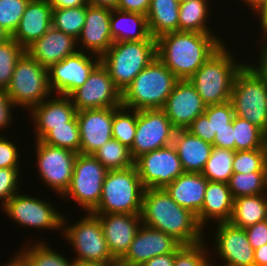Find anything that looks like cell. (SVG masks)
<instances>
[{"label": "cell", "instance_id": "obj_1", "mask_svg": "<svg viewBox=\"0 0 267 266\" xmlns=\"http://www.w3.org/2000/svg\"><path fill=\"white\" fill-rule=\"evenodd\" d=\"M223 45L213 33L178 31L156 39V55L179 80H185Z\"/></svg>", "mask_w": 267, "mask_h": 266}, {"label": "cell", "instance_id": "obj_2", "mask_svg": "<svg viewBox=\"0 0 267 266\" xmlns=\"http://www.w3.org/2000/svg\"><path fill=\"white\" fill-rule=\"evenodd\" d=\"M140 215L142 224L172 236L181 245L204 240L196 215L179 206L164 188L144 189Z\"/></svg>", "mask_w": 267, "mask_h": 266}, {"label": "cell", "instance_id": "obj_3", "mask_svg": "<svg viewBox=\"0 0 267 266\" xmlns=\"http://www.w3.org/2000/svg\"><path fill=\"white\" fill-rule=\"evenodd\" d=\"M224 44L190 78L206 106L230 101L236 74L246 63L236 62ZM229 50V51H228Z\"/></svg>", "mask_w": 267, "mask_h": 266}, {"label": "cell", "instance_id": "obj_4", "mask_svg": "<svg viewBox=\"0 0 267 266\" xmlns=\"http://www.w3.org/2000/svg\"><path fill=\"white\" fill-rule=\"evenodd\" d=\"M178 80L156 57L122 92V106L137 111L162 109Z\"/></svg>", "mask_w": 267, "mask_h": 266}, {"label": "cell", "instance_id": "obj_5", "mask_svg": "<svg viewBox=\"0 0 267 266\" xmlns=\"http://www.w3.org/2000/svg\"><path fill=\"white\" fill-rule=\"evenodd\" d=\"M156 57V40L120 41L101 56V63L122 93Z\"/></svg>", "mask_w": 267, "mask_h": 266}, {"label": "cell", "instance_id": "obj_6", "mask_svg": "<svg viewBox=\"0 0 267 266\" xmlns=\"http://www.w3.org/2000/svg\"><path fill=\"white\" fill-rule=\"evenodd\" d=\"M144 187L135 165L123 170H108L102 194L93 214H141Z\"/></svg>", "mask_w": 267, "mask_h": 266}, {"label": "cell", "instance_id": "obj_7", "mask_svg": "<svg viewBox=\"0 0 267 266\" xmlns=\"http://www.w3.org/2000/svg\"><path fill=\"white\" fill-rule=\"evenodd\" d=\"M235 116L267 135V81L249 63L236 74L230 99Z\"/></svg>", "mask_w": 267, "mask_h": 266}, {"label": "cell", "instance_id": "obj_8", "mask_svg": "<svg viewBox=\"0 0 267 266\" xmlns=\"http://www.w3.org/2000/svg\"><path fill=\"white\" fill-rule=\"evenodd\" d=\"M14 106L29 109L53 97L49 85L48 68L26 52L17 61L9 86L5 90Z\"/></svg>", "mask_w": 267, "mask_h": 266}, {"label": "cell", "instance_id": "obj_9", "mask_svg": "<svg viewBox=\"0 0 267 266\" xmlns=\"http://www.w3.org/2000/svg\"><path fill=\"white\" fill-rule=\"evenodd\" d=\"M63 217V237L69 241L77 254L74 262L106 264L114 258L109 252L99 218L88 212L79 222L66 226Z\"/></svg>", "mask_w": 267, "mask_h": 266}, {"label": "cell", "instance_id": "obj_10", "mask_svg": "<svg viewBox=\"0 0 267 266\" xmlns=\"http://www.w3.org/2000/svg\"><path fill=\"white\" fill-rule=\"evenodd\" d=\"M108 170L93 155L78 153L70 186L64 199L72 198L87 212H92L99 204L103 181Z\"/></svg>", "mask_w": 267, "mask_h": 266}, {"label": "cell", "instance_id": "obj_11", "mask_svg": "<svg viewBox=\"0 0 267 266\" xmlns=\"http://www.w3.org/2000/svg\"><path fill=\"white\" fill-rule=\"evenodd\" d=\"M35 145L39 178L62 197L70 186L77 153L40 140Z\"/></svg>", "mask_w": 267, "mask_h": 266}, {"label": "cell", "instance_id": "obj_12", "mask_svg": "<svg viewBox=\"0 0 267 266\" xmlns=\"http://www.w3.org/2000/svg\"><path fill=\"white\" fill-rule=\"evenodd\" d=\"M176 129L162 109L137 111V125L130 148L134 160L145 153L173 144Z\"/></svg>", "mask_w": 267, "mask_h": 266}, {"label": "cell", "instance_id": "obj_13", "mask_svg": "<svg viewBox=\"0 0 267 266\" xmlns=\"http://www.w3.org/2000/svg\"><path fill=\"white\" fill-rule=\"evenodd\" d=\"M69 97L76 111L122 105V93L101 62L93 69L86 82L76 88Z\"/></svg>", "mask_w": 267, "mask_h": 266}, {"label": "cell", "instance_id": "obj_14", "mask_svg": "<svg viewBox=\"0 0 267 266\" xmlns=\"http://www.w3.org/2000/svg\"><path fill=\"white\" fill-rule=\"evenodd\" d=\"M53 204L36 197L16 193L3 206L8 214L19 225L44 230H62L63 215L52 206Z\"/></svg>", "mask_w": 267, "mask_h": 266}, {"label": "cell", "instance_id": "obj_15", "mask_svg": "<svg viewBox=\"0 0 267 266\" xmlns=\"http://www.w3.org/2000/svg\"><path fill=\"white\" fill-rule=\"evenodd\" d=\"M135 166L144 189L165 188L184 173L173 144L141 155Z\"/></svg>", "mask_w": 267, "mask_h": 266}, {"label": "cell", "instance_id": "obj_16", "mask_svg": "<svg viewBox=\"0 0 267 266\" xmlns=\"http://www.w3.org/2000/svg\"><path fill=\"white\" fill-rule=\"evenodd\" d=\"M100 62L99 56L94 57L93 54L77 51L74 55L51 65L48 68V78L53 95L58 93V95L69 96L86 82Z\"/></svg>", "mask_w": 267, "mask_h": 266}, {"label": "cell", "instance_id": "obj_17", "mask_svg": "<svg viewBox=\"0 0 267 266\" xmlns=\"http://www.w3.org/2000/svg\"><path fill=\"white\" fill-rule=\"evenodd\" d=\"M206 105L189 79L178 80L162 110L176 130H186L205 112Z\"/></svg>", "mask_w": 267, "mask_h": 266}, {"label": "cell", "instance_id": "obj_18", "mask_svg": "<svg viewBox=\"0 0 267 266\" xmlns=\"http://www.w3.org/2000/svg\"><path fill=\"white\" fill-rule=\"evenodd\" d=\"M214 248L224 265L254 266V249L249 243L244 228L236 227L230 222L217 223Z\"/></svg>", "mask_w": 267, "mask_h": 266}, {"label": "cell", "instance_id": "obj_19", "mask_svg": "<svg viewBox=\"0 0 267 266\" xmlns=\"http://www.w3.org/2000/svg\"><path fill=\"white\" fill-rule=\"evenodd\" d=\"M80 132V153L93 155L112 136L113 107L76 112Z\"/></svg>", "mask_w": 267, "mask_h": 266}, {"label": "cell", "instance_id": "obj_20", "mask_svg": "<svg viewBox=\"0 0 267 266\" xmlns=\"http://www.w3.org/2000/svg\"><path fill=\"white\" fill-rule=\"evenodd\" d=\"M102 226L107 247L114 259L122 258L128 251L140 226V214H95Z\"/></svg>", "mask_w": 267, "mask_h": 266}, {"label": "cell", "instance_id": "obj_21", "mask_svg": "<svg viewBox=\"0 0 267 266\" xmlns=\"http://www.w3.org/2000/svg\"><path fill=\"white\" fill-rule=\"evenodd\" d=\"M181 246L172 236L142 224L128 251L121 259L141 266L157 255L175 253Z\"/></svg>", "mask_w": 267, "mask_h": 266}, {"label": "cell", "instance_id": "obj_22", "mask_svg": "<svg viewBox=\"0 0 267 266\" xmlns=\"http://www.w3.org/2000/svg\"><path fill=\"white\" fill-rule=\"evenodd\" d=\"M111 9L87 5L86 19L77 44L85 52L101 57L114 43L110 28ZM83 48L85 50H83Z\"/></svg>", "mask_w": 267, "mask_h": 266}, {"label": "cell", "instance_id": "obj_23", "mask_svg": "<svg viewBox=\"0 0 267 266\" xmlns=\"http://www.w3.org/2000/svg\"><path fill=\"white\" fill-rule=\"evenodd\" d=\"M77 40L51 26L38 40L29 45L25 52L42 66L51 65L74 55L78 51Z\"/></svg>", "mask_w": 267, "mask_h": 266}, {"label": "cell", "instance_id": "obj_24", "mask_svg": "<svg viewBox=\"0 0 267 266\" xmlns=\"http://www.w3.org/2000/svg\"><path fill=\"white\" fill-rule=\"evenodd\" d=\"M45 99L30 111L35 123V140H41L53 127L67 126L76 115V109L69 96L58 95Z\"/></svg>", "mask_w": 267, "mask_h": 266}, {"label": "cell", "instance_id": "obj_25", "mask_svg": "<svg viewBox=\"0 0 267 266\" xmlns=\"http://www.w3.org/2000/svg\"><path fill=\"white\" fill-rule=\"evenodd\" d=\"M52 10L47 0H30L11 37L26 49L52 26Z\"/></svg>", "mask_w": 267, "mask_h": 266}, {"label": "cell", "instance_id": "obj_26", "mask_svg": "<svg viewBox=\"0 0 267 266\" xmlns=\"http://www.w3.org/2000/svg\"><path fill=\"white\" fill-rule=\"evenodd\" d=\"M207 184V178L201 173L184 172L164 189L179 206L197 216L202 209Z\"/></svg>", "mask_w": 267, "mask_h": 266}, {"label": "cell", "instance_id": "obj_27", "mask_svg": "<svg viewBox=\"0 0 267 266\" xmlns=\"http://www.w3.org/2000/svg\"><path fill=\"white\" fill-rule=\"evenodd\" d=\"M233 204L234 198L227 183L208 181L202 209L196 216L199 225L204 228L210 219L217 223L229 222Z\"/></svg>", "mask_w": 267, "mask_h": 266}, {"label": "cell", "instance_id": "obj_28", "mask_svg": "<svg viewBox=\"0 0 267 266\" xmlns=\"http://www.w3.org/2000/svg\"><path fill=\"white\" fill-rule=\"evenodd\" d=\"M173 145L184 172L201 173L210 158L213 145L188 130H176Z\"/></svg>", "mask_w": 267, "mask_h": 266}, {"label": "cell", "instance_id": "obj_29", "mask_svg": "<svg viewBox=\"0 0 267 266\" xmlns=\"http://www.w3.org/2000/svg\"><path fill=\"white\" fill-rule=\"evenodd\" d=\"M110 28L114 42L156 40L149 33L146 15L111 9Z\"/></svg>", "mask_w": 267, "mask_h": 266}, {"label": "cell", "instance_id": "obj_30", "mask_svg": "<svg viewBox=\"0 0 267 266\" xmlns=\"http://www.w3.org/2000/svg\"><path fill=\"white\" fill-rule=\"evenodd\" d=\"M178 0H151L146 14L150 35L158 39L160 36L179 31Z\"/></svg>", "mask_w": 267, "mask_h": 266}, {"label": "cell", "instance_id": "obj_31", "mask_svg": "<svg viewBox=\"0 0 267 266\" xmlns=\"http://www.w3.org/2000/svg\"><path fill=\"white\" fill-rule=\"evenodd\" d=\"M267 194L242 196L234 199L230 223L236 227L247 228L265 220Z\"/></svg>", "mask_w": 267, "mask_h": 266}, {"label": "cell", "instance_id": "obj_32", "mask_svg": "<svg viewBox=\"0 0 267 266\" xmlns=\"http://www.w3.org/2000/svg\"><path fill=\"white\" fill-rule=\"evenodd\" d=\"M208 0H193L180 3L179 31L212 33L207 25L209 13Z\"/></svg>", "mask_w": 267, "mask_h": 266}, {"label": "cell", "instance_id": "obj_33", "mask_svg": "<svg viewBox=\"0 0 267 266\" xmlns=\"http://www.w3.org/2000/svg\"><path fill=\"white\" fill-rule=\"evenodd\" d=\"M93 156L103 164L107 170H123L135 165L130 148L111 138L102 145Z\"/></svg>", "mask_w": 267, "mask_h": 266}, {"label": "cell", "instance_id": "obj_34", "mask_svg": "<svg viewBox=\"0 0 267 266\" xmlns=\"http://www.w3.org/2000/svg\"><path fill=\"white\" fill-rule=\"evenodd\" d=\"M233 129L235 151L267 148V135L247 120L234 116Z\"/></svg>", "mask_w": 267, "mask_h": 266}, {"label": "cell", "instance_id": "obj_35", "mask_svg": "<svg viewBox=\"0 0 267 266\" xmlns=\"http://www.w3.org/2000/svg\"><path fill=\"white\" fill-rule=\"evenodd\" d=\"M227 184L234 199L267 194V172L233 173Z\"/></svg>", "mask_w": 267, "mask_h": 266}, {"label": "cell", "instance_id": "obj_36", "mask_svg": "<svg viewBox=\"0 0 267 266\" xmlns=\"http://www.w3.org/2000/svg\"><path fill=\"white\" fill-rule=\"evenodd\" d=\"M235 151L213 147L210 158L201 172L208 181L228 183L233 174Z\"/></svg>", "mask_w": 267, "mask_h": 266}, {"label": "cell", "instance_id": "obj_37", "mask_svg": "<svg viewBox=\"0 0 267 266\" xmlns=\"http://www.w3.org/2000/svg\"><path fill=\"white\" fill-rule=\"evenodd\" d=\"M86 9L87 6L53 9L52 26L77 40L85 23Z\"/></svg>", "mask_w": 267, "mask_h": 266}, {"label": "cell", "instance_id": "obj_38", "mask_svg": "<svg viewBox=\"0 0 267 266\" xmlns=\"http://www.w3.org/2000/svg\"><path fill=\"white\" fill-rule=\"evenodd\" d=\"M31 245L21 249L19 253L27 260L30 266H76L62 254L52 250L44 241H36Z\"/></svg>", "mask_w": 267, "mask_h": 266}, {"label": "cell", "instance_id": "obj_39", "mask_svg": "<svg viewBox=\"0 0 267 266\" xmlns=\"http://www.w3.org/2000/svg\"><path fill=\"white\" fill-rule=\"evenodd\" d=\"M136 125L137 110L122 105L113 107L112 136L114 139L131 148L135 138Z\"/></svg>", "mask_w": 267, "mask_h": 266}, {"label": "cell", "instance_id": "obj_40", "mask_svg": "<svg viewBox=\"0 0 267 266\" xmlns=\"http://www.w3.org/2000/svg\"><path fill=\"white\" fill-rule=\"evenodd\" d=\"M40 141L80 153V132L76 115L67 126L53 127Z\"/></svg>", "mask_w": 267, "mask_h": 266}, {"label": "cell", "instance_id": "obj_41", "mask_svg": "<svg viewBox=\"0 0 267 266\" xmlns=\"http://www.w3.org/2000/svg\"><path fill=\"white\" fill-rule=\"evenodd\" d=\"M25 49L12 37L0 44V89L6 90Z\"/></svg>", "mask_w": 267, "mask_h": 266}, {"label": "cell", "instance_id": "obj_42", "mask_svg": "<svg viewBox=\"0 0 267 266\" xmlns=\"http://www.w3.org/2000/svg\"><path fill=\"white\" fill-rule=\"evenodd\" d=\"M233 173L267 172V148L235 151Z\"/></svg>", "mask_w": 267, "mask_h": 266}, {"label": "cell", "instance_id": "obj_43", "mask_svg": "<svg viewBox=\"0 0 267 266\" xmlns=\"http://www.w3.org/2000/svg\"><path fill=\"white\" fill-rule=\"evenodd\" d=\"M30 0H0V26L12 36Z\"/></svg>", "mask_w": 267, "mask_h": 266}, {"label": "cell", "instance_id": "obj_44", "mask_svg": "<svg viewBox=\"0 0 267 266\" xmlns=\"http://www.w3.org/2000/svg\"><path fill=\"white\" fill-rule=\"evenodd\" d=\"M204 240L193 245H182L175 252V261L173 266H209L208 250ZM205 247V248H204Z\"/></svg>", "mask_w": 267, "mask_h": 266}, {"label": "cell", "instance_id": "obj_45", "mask_svg": "<svg viewBox=\"0 0 267 266\" xmlns=\"http://www.w3.org/2000/svg\"><path fill=\"white\" fill-rule=\"evenodd\" d=\"M204 114L211 122L212 135L224 128H228V124L235 116L231 101L206 106Z\"/></svg>", "mask_w": 267, "mask_h": 266}, {"label": "cell", "instance_id": "obj_46", "mask_svg": "<svg viewBox=\"0 0 267 266\" xmlns=\"http://www.w3.org/2000/svg\"><path fill=\"white\" fill-rule=\"evenodd\" d=\"M19 168H0V202L2 207L19 192Z\"/></svg>", "mask_w": 267, "mask_h": 266}, {"label": "cell", "instance_id": "obj_47", "mask_svg": "<svg viewBox=\"0 0 267 266\" xmlns=\"http://www.w3.org/2000/svg\"><path fill=\"white\" fill-rule=\"evenodd\" d=\"M16 144L2 134L0 135V168H20V154Z\"/></svg>", "mask_w": 267, "mask_h": 266}, {"label": "cell", "instance_id": "obj_48", "mask_svg": "<svg viewBox=\"0 0 267 266\" xmlns=\"http://www.w3.org/2000/svg\"><path fill=\"white\" fill-rule=\"evenodd\" d=\"M186 130L213 145L215 135H212L211 122L204 113L199 115Z\"/></svg>", "mask_w": 267, "mask_h": 266}, {"label": "cell", "instance_id": "obj_49", "mask_svg": "<svg viewBox=\"0 0 267 266\" xmlns=\"http://www.w3.org/2000/svg\"><path fill=\"white\" fill-rule=\"evenodd\" d=\"M245 231L254 250L267 244V223L265 220L245 228Z\"/></svg>", "mask_w": 267, "mask_h": 266}, {"label": "cell", "instance_id": "obj_50", "mask_svg": "<svg viewBox=\"0 0 267 266\" xmlns=\"http://www.w3.org/2000/svg\"><path fill=\"white\" fill-rule=\"evenodd\" d=\"M213 147L235 151L233 120L228 124V128L216 132Z\"/></svg>", "mask_w": 267, "mask_h": 266}, {"label": "cell", "instance_id": "obj_51", "mask_svg": "<svg viewBox=\"0 0 267 266\" xmlns=\"http://www.w3.org/2000/svg\"><path fill=\"white\" fill-rule=\"evenodd\" d=\"M14 104L10 100L9 96L5 90L0 89V130L8 128V124L12 121V109H14Z\"/></svg>", "mask_w": 267, "mask_h": 266}, {"label": "cell", "instance_id": "obj_52", "mask_svg": "<svg viewBox=\"0 0 267 266\" xmlns=\"http://www.w3.org/2000/svg\"><path fill=\"white\" fill-rule=\"evenodd\" d=\"M151 0H118L117 9L124 12L146 15Z\"/></svg>", "mask_w": 267, "mask_h": 266}, {"label": "cell", "instance_id": "obj_53", "mask_svg": "<svg viewBox=\"0 0 267 266\" xmlns=\"http://www.w3.org/2000/svg\"><path fill=\"white\" fill-rule=\"evenodd\" d=\"M260 40H262V43H261L262 45L260 44L261 49H260V52L258 55V56H260L258 58V60H259L258 64L259 65L256 66V64L255 65L253 64L252 66L267 81V37H262V38H260Z\"/></svg>", "mask_w": 267, "mask_h": 266}, {"label": "cell", "instance_id": "obj_54", "mask_svg": "<svg viewBox=\"0 0 267 266\" xmlns=\"http://www.w3.org/2000/svg\"><path fill=\"white\" fill-rule=\"evenodd\" d=\"M174 261L175 253H167L163 255H157L144 262L141 266H173Z\"/></svg>", "mask_w": 267, "mask_h": 266}, {"label": "cell", "instance_id": "obj_55", "mask_svg": "<svg viewBox=\"0 0 267 266\" xmlns=\"http://www.w3.org/2000/svg\"><path fill=\"white\" fill-rule=\"evenodd\" d=\"M50 4L53 9L73 8L87 6L88 0H52Z\"/></svg>", "mask_w": 267, "mask_h": 266}, {"label": "cell", "instance_id": "obj_56", "mask_svg": "<svg viewBox=\"0 0 267 266\" xmlns=\"http://www.w3.org/2000/svg\"><path fill=\"white\" fill-rule=\"evenodd\" d=\"M260 21L261 37H267V0L261 5V7L255 12Z\"/></svg>", "mask_w": 267, "mask_h": 266}, {"label": "cell", "instance_id": "obj_57", "mask_svg": "<svg viewBox=\"0 0 267 266\" xmlns=\"http://www.w3.org/2000/svg\"><path fill=\"white\" fill-rule=\"evenodd\" d=\"M254 266H267V244L254 250Z\"/></svg>", "mask_w": 267, "mask_h": 266}, {"label": "cell", "instance_id": "obj_58", "mask_svg": "<svg viewBox=\"0 0 267 266\" xmlns=\"http://www.w3.org/2000/svg\"><path fill=\"white\" fill-rule=\"evenodd\" d=\"M88 4L109 9H117L118 0H88Z\"/></svg>", "mask_w": 267, "mask_h": 266}, {"label": "cell", "instance_id": "obj_59", "mask_svg": "<svg viewBox=\"0 0 267 266\" xmlns=\"http://www.w3.org/2000/svg\"><path fill=\"white\" fill-rule=\"evenodd\" d=\"M13 258H11V261L9 260V263L7 262L5 265L1 266H30L27 260L19 252Z\"/></svg>", "mask_w": 267, "mask_h": 266}, {"label": "cell", "instance_id": "obj_60", "mask_svg": "<svg viewBox=\"0 0 267 266\" xmlns=\"http://www.w3.org/2000/svg\"><path fill=\"white\" fill-rule=\"evenodd\" d=\"M242 1L243 3L247 4L248 8L250 6L251 7L250 9L256 12L266 0H242Z\"/></svg>", "mask_w": 267, "mask_h": 266}, {"label": "cell", "instance_id": "obj_61", "mask_svg": "<svg viewBox=\"0 0 267 266\" xmlns=\"http://www.w3.org/2000/svg\"><path fill=\"white\" fill-rule=\"evenodd\" d=\"M107 266H138V265H134L132 263H128L126 261H123L120 258V259L111 260L110 262L107 263Z\"/></svg>", "mask_w": 267, "mask_h": 266}, {"label": "cell", "instance_id": "obj_62", "mask_svg": "<svg viewBox=\"0 0 267 266\" xmlns=\"http://www.w3.org/2000/svg\"><path fill=\"white\" fill-rule=\"evenodd\" d=\"M11 36L0 26V44L8 40Z\"/></svg>", "mask_w": 267, "mask_h": 266}, {"label": "cell", "instance_id": "obj_63", "mask_svg": "<svg viewBox=\"0 0 267 266\" xmlns=\"http://www.w3.org/2000/svg\"><path fill=\"white\" fill-rule=\"evenodd\" d=\"M76 266H107L106 264H95V263H78Z\"/></svg>", "mask_w": 267, "mask_h": 266}, {"label": "cell", "instance_id": "obj_64", "mask_svg": "<svg viewBox=\"0 0 267 266\" xmlns=\"http://www.w3.org/2000/svg\"><path fill=\"white\" fill-rule=\"evenodd\" d=\"M180 3L187 2V1H193V0H178Z\"/></svg>", "mask_w": 267, "mask_h": 266}, {"label": "cell", "instance_id": "obj_65", "mask_svg": "<svg viewBox=\"0 0 267 266\" xmlns=\"http://www.w3.org/2000/svg\"><path fill=\"white\" fill-rule=\"evenodd\" d=\"M265 221H266V223H267V212H266V216H265Z\"/></svg>", "mask_w": 267, "mask_h": 266}]
</instances>
